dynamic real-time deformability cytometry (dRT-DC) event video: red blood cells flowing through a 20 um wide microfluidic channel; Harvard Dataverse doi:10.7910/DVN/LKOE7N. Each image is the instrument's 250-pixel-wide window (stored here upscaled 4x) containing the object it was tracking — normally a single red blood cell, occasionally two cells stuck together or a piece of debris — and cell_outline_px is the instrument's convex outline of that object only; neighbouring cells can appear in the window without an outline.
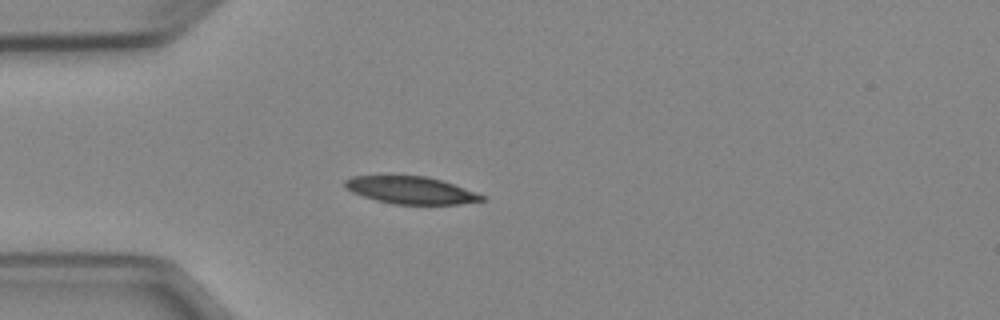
{"species": "Egyptian fruit bat (a non-hibernating species)", "species_latin": "Rousettus aegyptiacus", "temperature_condition": "cold", "stored_images_in_passage": 4, "camera_frame_rate_fps": 3000, "um_per_image_px": 0.085, "animal": {"sex": "female"}, "frame": {"image": 1, "passage_image": 3, "time_ms": 3.333, "image_size_px": [1000, 320], "cell_outline_px": [[488, 200], [460, 204], [392, 204], [376, 200], [352, 192], [344, 184], [344, 180], [352, 176], [424, 176], [440, 180], [476, 192], [484, 196]], "centroid_in_image_um": [34.94, 16.18], "position_along_channel_um": 50.1, "area_um2": 21.56}}